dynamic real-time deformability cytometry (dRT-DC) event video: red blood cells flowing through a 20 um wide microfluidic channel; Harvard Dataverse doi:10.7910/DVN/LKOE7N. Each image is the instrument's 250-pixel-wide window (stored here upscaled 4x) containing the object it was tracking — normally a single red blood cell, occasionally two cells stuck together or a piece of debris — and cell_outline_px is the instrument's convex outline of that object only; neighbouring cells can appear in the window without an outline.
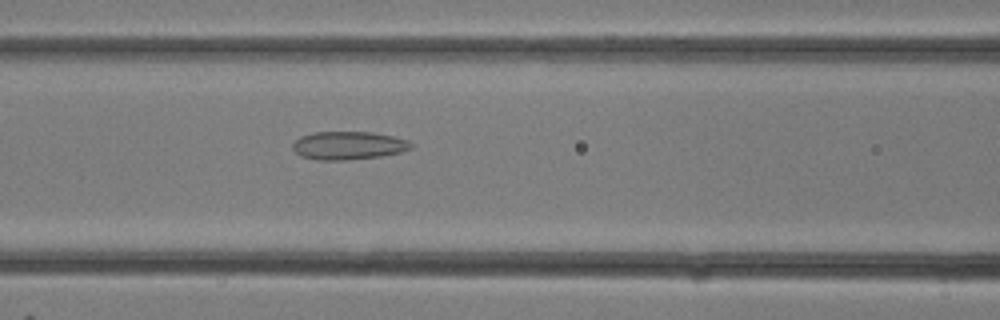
{"species": "common noctule bat (a hibernating species)", "species_latin": "Nyctalus noctula", "temperature_condition": "room temperature", "stored_images_in_passage": 22, "camera_frame_rate_fps": 3000, "um_per_image_px": 0.085, "animal": {"sex": "female"}, "frame": {"image": 1, "passage_image": 13, "time_ms": 4.0, "image_size_px": [1000, 320], "cell_outline_px": [[412, 148], [400, 152], [380, 156], [344, 160], [316, 160], [300, 156], [292, 148], [292, 144], [300, 136], [312, 132], [372, 132], [392, 136], [408, 140], [412, 144]], "centroid_in_image_um": [29.58, 12.36], "position_along_channel_um": 137.0, "area_um2": 19.42}}
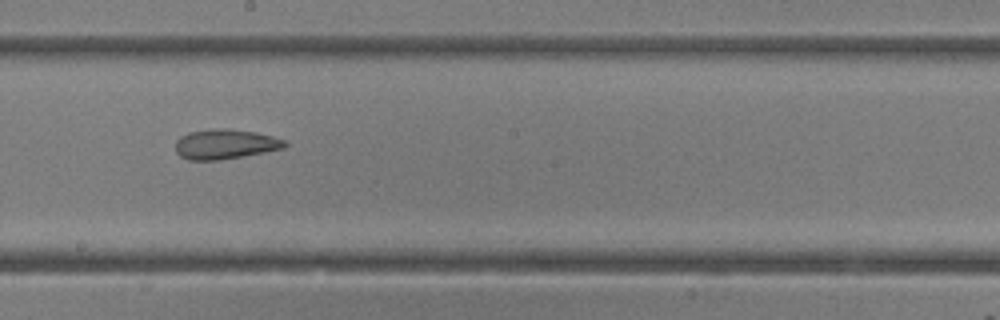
{"frame": {"image": 2, "passage_image": 17, "time_ms": 5.333, "image_size_px": [1000, 320], "cell_outline_px": [[288, 144], [284, 148], [244, 156], [220, 160], [188, 160], [180, 156], [176, 152], [176, 140], [180, 136], [188, 132], [212, 128], [228, 128], [256, 132], [288, 140]], "centroid_in_image_um": [19.15, 12.24], "position_along_channel_um": 229.1, "area_um2": 19.31}}
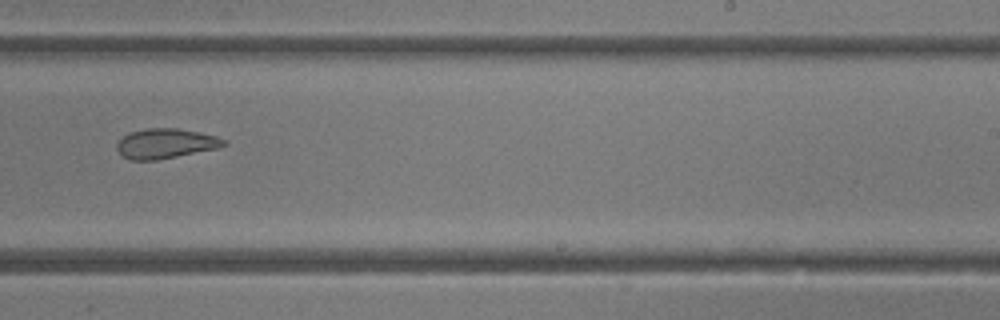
{"frame": {"image": 3, "passage_image": 19, "time_ms": 6.0, "image_size_px": [1000, 320], "cell_outline_px": [[228, 144], [216, 148], [156, 160], [128, 160], [116, 148], [116, 144], [128, 132], [144, 128], [176, 128], [200, 132], [216, 136], [228, 140]], "centroid_in_image_um": [14.07, 12.18], "position_along_channel_um": 274.9, "area_um2": 18.55}}